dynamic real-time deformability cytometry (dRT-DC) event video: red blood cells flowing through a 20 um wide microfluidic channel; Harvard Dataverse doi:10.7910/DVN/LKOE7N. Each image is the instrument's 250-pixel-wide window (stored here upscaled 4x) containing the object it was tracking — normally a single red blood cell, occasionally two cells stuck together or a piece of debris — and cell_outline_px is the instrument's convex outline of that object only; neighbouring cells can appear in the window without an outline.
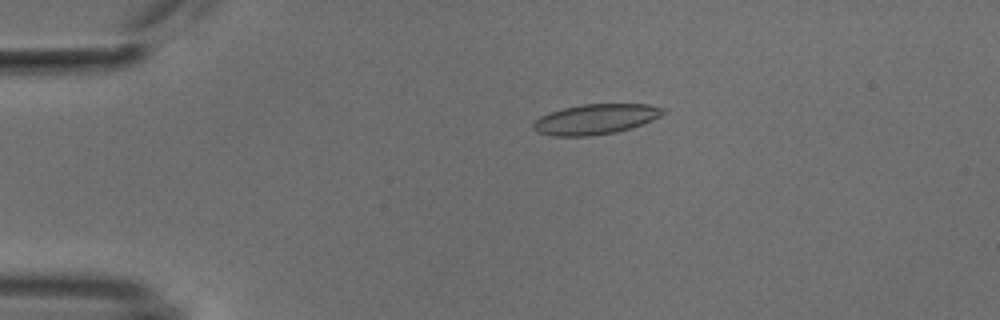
{"species": "common noctule bat (a hibernating species)", "species_latin": "Nyctalus noctula", "temperature_condition": "cold", "stored_images_in_passage": 9, "camera_frame_rate_fps": 3000, "um_per_image_px": 0.085, "animal": {"sex": "male", "body_mass_g": 18.8}, "frame": {"image": 1, "passage_image": 4, "time_ms": 1.0, "image_size_px": [1000, 320], "cell_outline_px": [[664, 112], [660, 116], [652, 120], [632, 128], [616, 132], [592, 136], [552, 136], [536, 132], [532, 128], [532, 124], [540, 116], [548, 112], [580, 104], [648, 104], [664, 108]], "centroid_in_image_um": [50.59, 10.13], "position_along_channel_um": 34.4, "area_um2": 23.0}}